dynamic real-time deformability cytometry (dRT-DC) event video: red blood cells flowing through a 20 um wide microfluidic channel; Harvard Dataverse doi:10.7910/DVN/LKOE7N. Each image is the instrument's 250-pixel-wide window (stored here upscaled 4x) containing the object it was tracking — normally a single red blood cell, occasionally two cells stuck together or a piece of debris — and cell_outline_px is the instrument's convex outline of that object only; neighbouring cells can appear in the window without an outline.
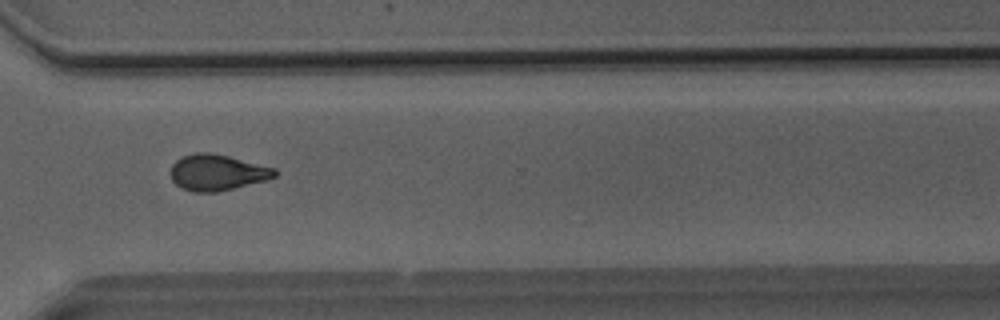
{"species": "Egyptian fruit bat (a non-hibernating species)", "species_latin": "Rousettus aegyptiacus", "temperature_condition": "room temperature", "stored_images_in_passage": 51, "camera_frame_rate_fps": 3000, "um_per_image_px": 0.085, "animal": {"sex": "male"}, "frame": {"image": 1, "passage_image": 38, "time_ms": 12.333, "image_size_px": [1000, 320], "cell_outline_px": [[276, 176], [268, 180], [216, 192], [192, 192], [180, 188], [172, 180], [172, 164], [180, 156], [192, 152], [208, 152], [228, 156], [276, 168]], "centroid_in_image_um": [18.45, 14.65], "position_along_channel_um": 352.2, "area_um2": 21.96}}
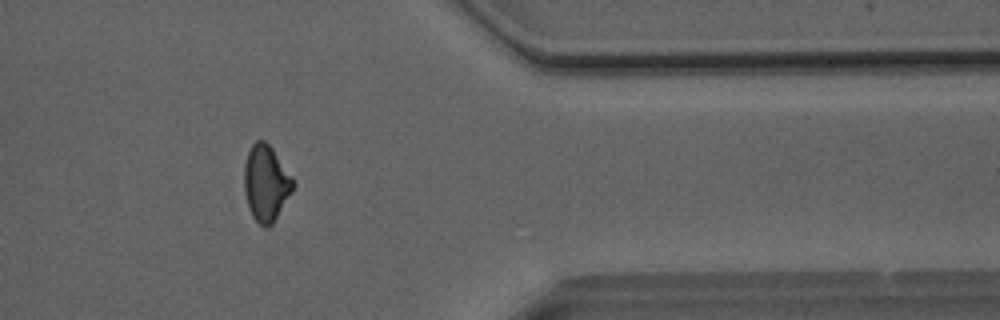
{"frame": {"image": 2, "passage_image": 42, "time_ms": 13.667, "image_size_px": [1000, 320], "cell_outline_px": [[296, 184], [272, 224], [268, 228], [264, 228], [252, 216], [248, 208], [244, 188], [244, 164], [248, 152], [252, 144], [256, 140], [264, 140], [272, 148]], "centroid_in_image_um": [22.59, 15.57], "position_along_channel_um": 388.8, "area_um2": 21.44}}
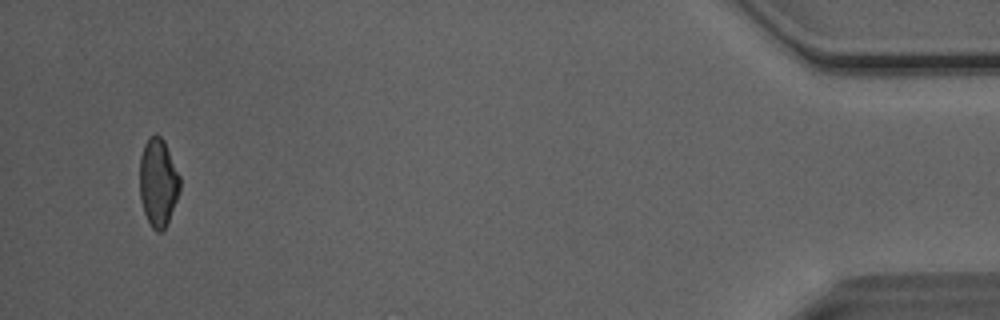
{"frame": {"image": 3, "passage_image": 49, "time_ms": 16.0, "image_size_px": [1000, 320], "cell_outline_px": [[180, 188], [176, 200], [168, 220], [164, 228], [160, 232], [156, 232], [152, 228], [144, 212], [140, 200], [140, 156], [144, 144], [148, 136], [156, 132], [164, 140], [180, 176]], "centroid_in_image_um": [13.42, 15.46], "position_along_channel_um": 421.8, "area_um2": 20.63}, "authors_computed_cell_mechanics": {"area_um2": 22.0218, "velocity_mm_per_s": 4.0782, "shape_relaxation_time_tau1_ms": null, "shape_relaxation_time_tau2_ms": 2.9283, "deformation_change_tau1": null, "deformation_change_tau2": 0.1033}}